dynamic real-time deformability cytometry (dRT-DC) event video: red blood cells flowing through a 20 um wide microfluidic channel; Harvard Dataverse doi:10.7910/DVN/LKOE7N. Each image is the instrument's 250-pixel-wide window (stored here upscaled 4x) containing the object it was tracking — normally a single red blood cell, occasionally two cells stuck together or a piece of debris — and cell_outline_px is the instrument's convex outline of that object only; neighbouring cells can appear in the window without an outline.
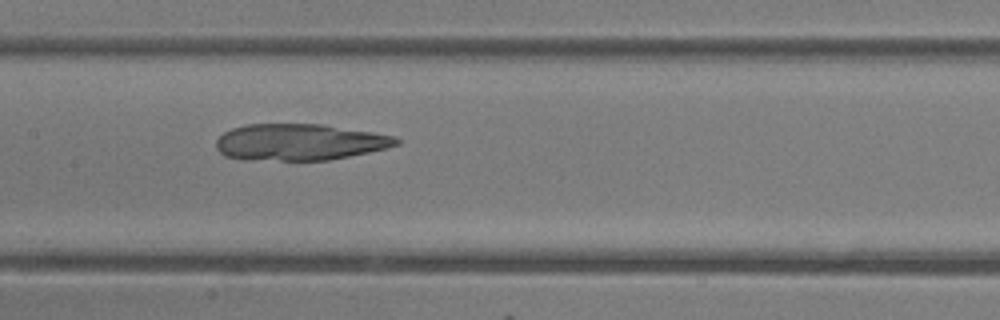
{"species": "common noctule bat (a hibernating species)", "species_latin": "Nyctalus noctula", "temperature_condition": "room temperature", "stored_images_in_passage": 38, "camera_frame_rate_fps": 3000, "um_per_image_px": 0.085, "animal": {"sex": "female"}, "frame": {"image": 1, "passage_image": 13, "time_ms": 4.0, "image_size_px": [1000, 320], "cell_outline_px": [[400, 144], [388, 148], [328, 160], [248, 160], [224, 156], [216, 148], [216, 140], [224, 132], [232, 128], [248, 124], [324, 124], [396, 136], [400, 140]], "centroid_in_image_um": [25.46, 12.08], "position_along_channel_um": 181.9, "area_um2": 38.44}}
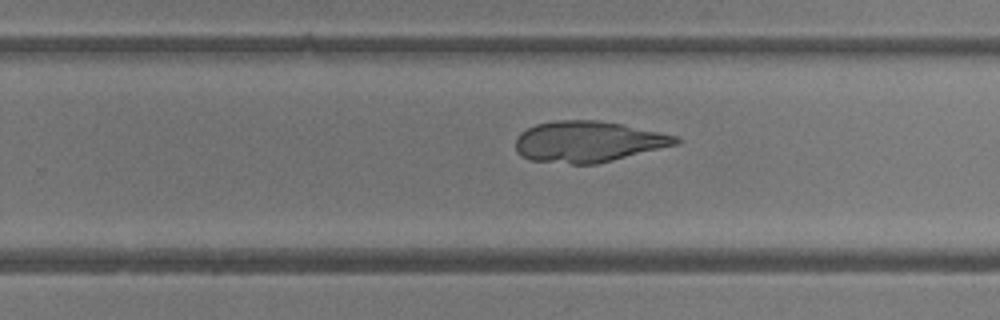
{"frame": {"image": 2, "passage_image": 20, "time_ms": 6.333, "image_size_px": [1000, 320], "cell_outline_px": [[680, 144], [596, 164], [572, 164], [528, 160], [520, 156], [516, 152], [516, 140], [520, 132], [536, 124], [556, 120], [596, 120], [620, 124], [676, 136], [680, 140]], "centroid_in_image_um": [49.95, 12.05], "position_along_channel_um": 279.9, "area_um2": 38.21}}
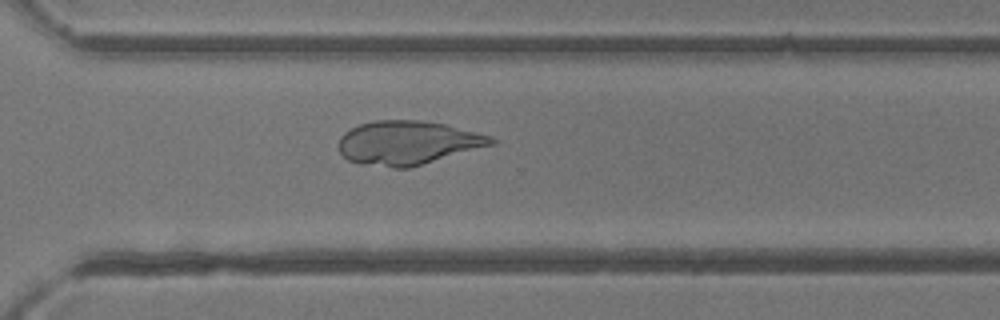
{"frame": {"image": 3, "passage_image": 24, "time_ms": 7.667, "image_size_px": [1000, 320], "cell_outline_px": [[496, 144], [408, 168], [392, 168], [348, 160], [340, 152], [340, 136], [344, 132], [360, 124], [376, 120], [420, 120], [444, 124], [492, 136], [496, 140]], "centroid_in_image_um": [34.69, 12.13], "position_along_channel_um": 335.9, "area_um2": 38.61}}